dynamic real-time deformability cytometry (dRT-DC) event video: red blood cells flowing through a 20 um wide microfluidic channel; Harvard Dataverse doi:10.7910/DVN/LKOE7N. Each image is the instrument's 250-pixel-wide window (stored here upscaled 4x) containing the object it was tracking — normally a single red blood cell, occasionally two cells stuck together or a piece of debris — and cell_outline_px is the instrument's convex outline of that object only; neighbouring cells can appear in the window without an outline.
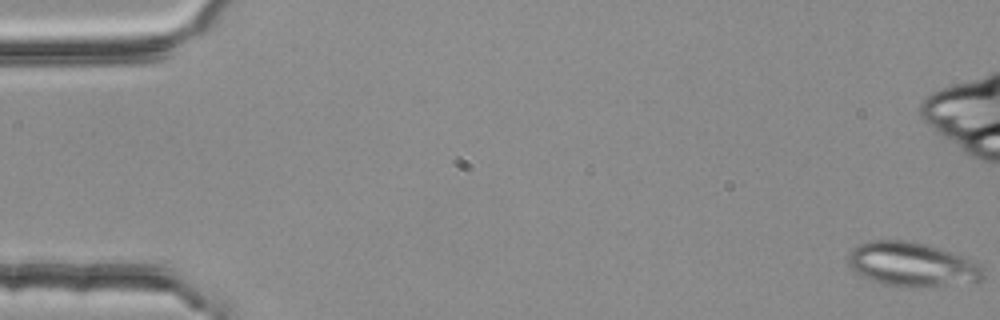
{"species": "common noctule bat (a hibernating species)", "species_latin": "Nyctalus noctula", "temperature_condition": "room temperature", "stored_images_in_passage": 55, "segment_of_instrument_passage": [1, 2], "camera_frame_rate_fps": 3000, "um_per_image_px": 0.085, "animal": {"sex": "female", "body_mass_g": 25.1}, "frame": {"image": 1, "passage_image": 1, "time_ms": 0.0, "image_size_px": [1000, 320], "cell_outline_px": [[984, 280], [916, 288], [908, 288], [884, 284], [860, 276], [848, 264], [848, 256], [852, 248], [860, 244], [872, 240], [904, 240], [928, 244], [960, 256], [980, 264], [984, 272]], "centroid_in_image_um": [77.49, 22.48], "position_along_channel_um": 7.5, "area_um2": 34.68}}